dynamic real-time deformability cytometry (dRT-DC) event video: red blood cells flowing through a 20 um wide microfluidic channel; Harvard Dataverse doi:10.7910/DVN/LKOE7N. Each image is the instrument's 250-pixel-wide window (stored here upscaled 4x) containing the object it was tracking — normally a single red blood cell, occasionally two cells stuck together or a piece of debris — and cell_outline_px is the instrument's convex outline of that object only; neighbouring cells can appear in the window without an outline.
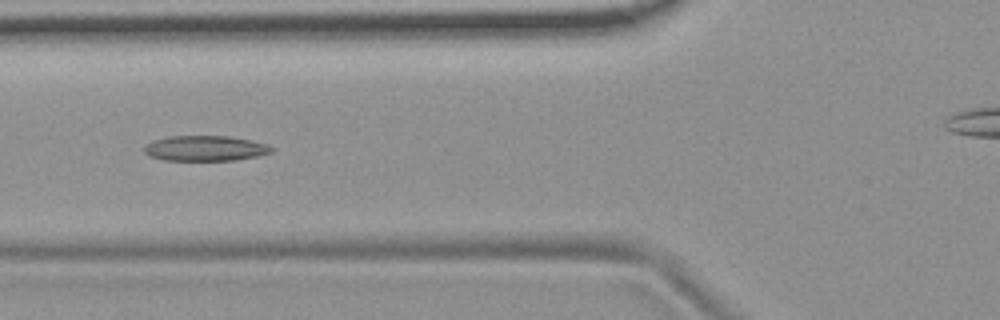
{"species": "common noctule bat (a hibernating species)", "species_latin": "Nyctalus noctula", "temperature_condition": "room temperature", "stored_images_in_passage": 7, "camera_frame_rate_fps": 3000, "um_per_image_px": 0.085, "animal": {"sex": "female", "body_mass_g": 19.9}, "frame": {"image": 1, "passage_image": 5, "time_ms": 1.333, "image_size_px": [1000, 320], "cell_outline_px": [[272, 152], [256, 156], [236, 160], [164, 160], [148, 156], [144, 152], [144, 148], [152, 140], [168, 136], [228, 136], [268, 144], [272, 148]], "centroid_in_image_um": [17.41, 12.61], "position_along_channel_um": 108.4, "area_um2": 18.67}}
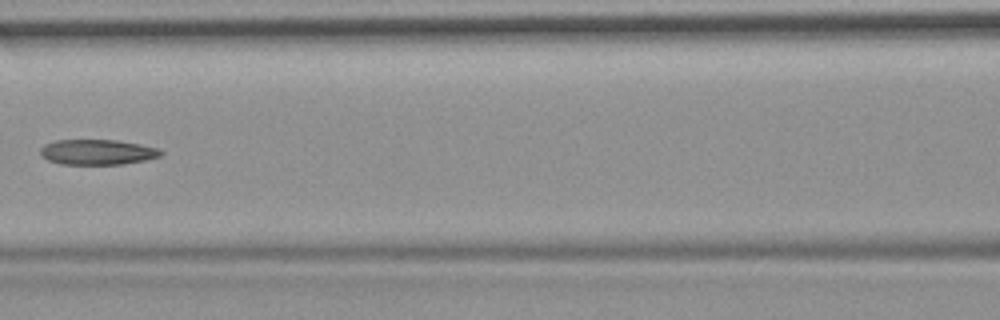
{"frame": {"image": 2, "passage_image": 6, "time_ms": 1.667, "image_size_px": [1000, 320], "cell_outline_px": [[164, 152], [160, 156], [144, 160], [124, 164], [60, 164], [48, 160], [40, 156], [40, 148], [44, 144], [56, 140], [116, 140], [140, 144], [156, 148]], "centroid_in_image_um": [8.24, 12.93], "position_along_channel_um": 158.4, "area_um2": 17.74}}